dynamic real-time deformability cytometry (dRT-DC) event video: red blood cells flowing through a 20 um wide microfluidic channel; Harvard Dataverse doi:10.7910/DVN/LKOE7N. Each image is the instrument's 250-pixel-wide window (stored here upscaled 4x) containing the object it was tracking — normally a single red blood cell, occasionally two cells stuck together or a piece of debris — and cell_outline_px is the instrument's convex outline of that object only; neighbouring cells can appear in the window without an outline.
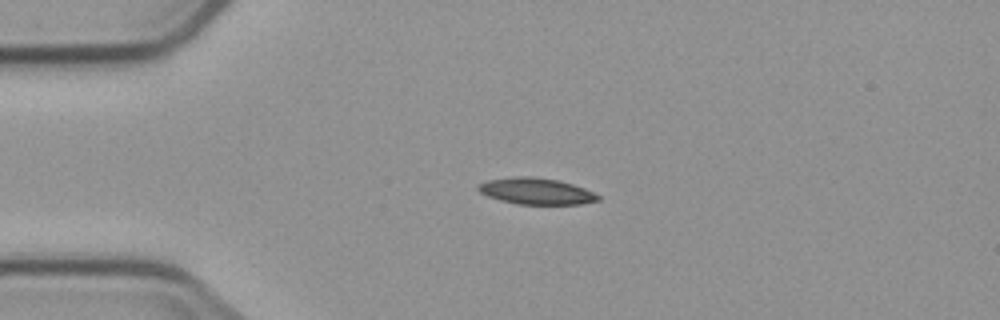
{"species": "common noctule bat (a hibernating species)", "species_latin": "Nyctalus noctula", "temperature_condition": "cold", "stored_images_in_passage": 3, "camera_frame_rate_fps": 3000, "um_per_image_px": 0.085, "animal": {"sex": "male", "body_mass_g": 23.1, "forearm_length_mm": 52.7}, "frame": {"image": 1, "passage_image": 2, "time_ms": 1.333, "image_size_px": [1000, 320], "cell_outline_px": [[600, 200], [584, 204], [516, 204], [500, 200], [488, 196], [480, 192], [476, 188], [480, 184], [488, 180], [520, 176], [532, 176], [556, 180], [572, 184], [584, 188], [600, 196]], "centroid_in_image_um": [45.59, 16.26], "position_along_channel_um": 39.4, "area_um2": 18.26}}